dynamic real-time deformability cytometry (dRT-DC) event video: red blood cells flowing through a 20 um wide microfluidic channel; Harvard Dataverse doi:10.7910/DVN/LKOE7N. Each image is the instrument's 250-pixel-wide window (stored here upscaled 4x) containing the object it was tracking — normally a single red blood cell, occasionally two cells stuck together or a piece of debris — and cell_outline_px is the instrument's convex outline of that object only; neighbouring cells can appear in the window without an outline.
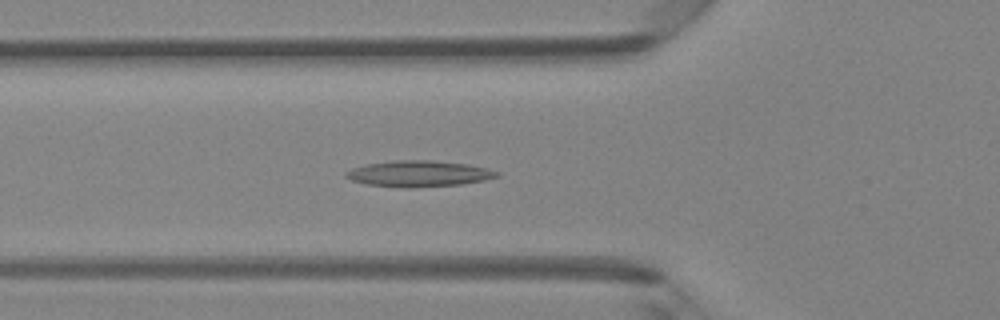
{"species": "Egyptian fruit bat (a non-hibernating species)", "species_latin": "Rousettus aegyptiacus", "temperature_condition": "room temperature", "stored_images_in_passage": 38, "camera_frame_rate_fps": 3000, "um_per_image_px": 0.085, "animal": {"sex": "female"}, "frame": {"image": 1, "passage_image": 7, "time_ms": 2.0, "image_size_px": [1000, 320], "cell_outline_px": [[500, 176], [484, 180], [460, 184], [408, 188], [404, 188], [368, 184], [352, 180], [344, 176], [344, 172], [352, 168], [364, 164], [396, 160], [432, 160], [468, 164], [500, 172]], "centroid_in_image_um": [35.57, 14.76], "position_along_channel_um": 90.2, "area_um2": 22.89}}
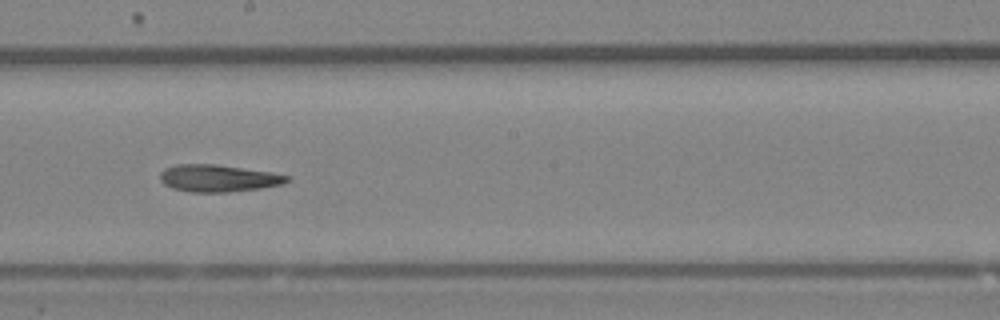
{"frame": {"image": 2, "passage_image": 17, "time_ms": 5.333, "image_size_px": [1000, 320], "cell_outline_px": [[292, 180], [284, 184], [260, 188], [228, 192], [192, 192], [172, 188], [164, 184], [160, 180], [160, 172], [164, 168], [176, 164], [216, 164], [272, 172], [288, 176]], "centroid_in_image_um": [18.55, 15.14], "position_along_channel_um": 229.6, "area_um2": 20.17}}
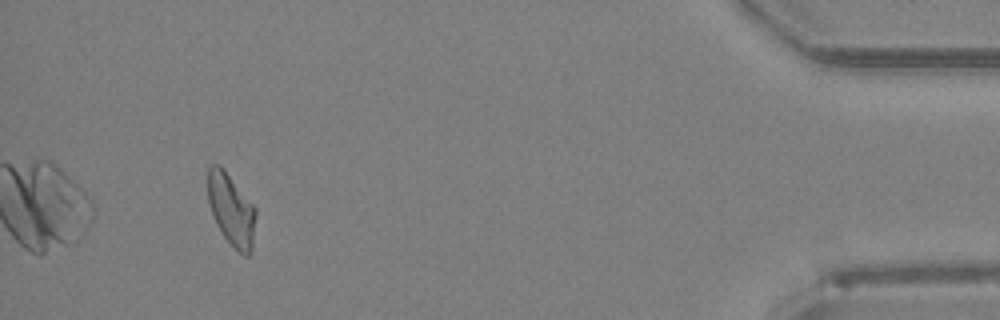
{"frame": {"image": 3, "passage_image": 35, "time_ms": 11.333, "image_size_px": [1000, 320], "cell_outline_px": [[256, 216], [252, 248], [248, 256], [244, 256], [224, 236], [216, 224], [212, 216], [208, 200], [208, 168], [212, 164], [220, 164], [224, 168], [256, 208]], "centroid_in_image_um": [19.66, 17.79], "position_along_channel_um": 415.5, "area_um2": 20.06}}